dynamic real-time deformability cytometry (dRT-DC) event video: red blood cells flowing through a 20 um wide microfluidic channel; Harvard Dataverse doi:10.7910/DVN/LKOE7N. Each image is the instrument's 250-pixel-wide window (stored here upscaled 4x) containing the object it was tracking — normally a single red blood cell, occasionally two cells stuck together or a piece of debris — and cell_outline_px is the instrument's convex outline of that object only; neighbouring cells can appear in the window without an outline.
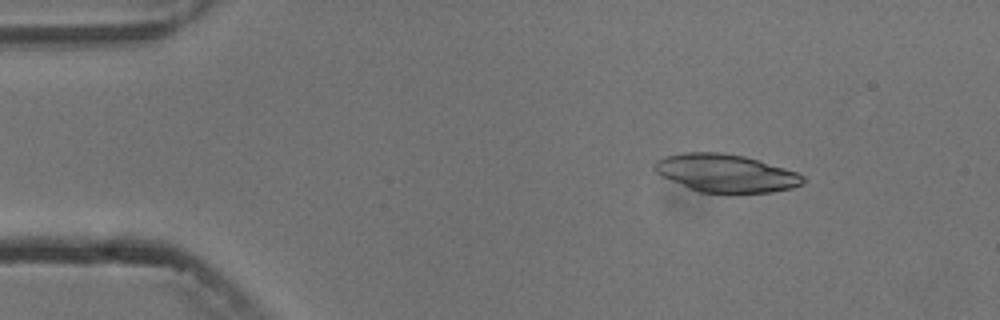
{"species": "common noctule bat (a hibernating species)", "species_latin": "Nyctalus noctula", "temperature_condition": "cold", "stored_images_in_passage": 2, "camera_frame_rate_fps": 3000, "um_per_image_px": 0.085, "animal": {"sex": "male", "body_mass_g": 13.3}, "frame": {"image": 1, "passage_image": 2, "time_ms": 2.0, "image_size_px": [1000, 320], "cell_outline_px": [[804, 184], [792, 188], [772, 192], [736, 196], [700, 192], [688, 188], [660, 176], [652, 168], [652, 164], [656, 160], [664, 156], [684, 152], [724, 152], [744, 156], [784, 168], [796, 172], [804, 176]], "centroid_in_image_um": [61.66, 14.76], "position_along_channel_um": 23.3, "area_um2": 33.87}}